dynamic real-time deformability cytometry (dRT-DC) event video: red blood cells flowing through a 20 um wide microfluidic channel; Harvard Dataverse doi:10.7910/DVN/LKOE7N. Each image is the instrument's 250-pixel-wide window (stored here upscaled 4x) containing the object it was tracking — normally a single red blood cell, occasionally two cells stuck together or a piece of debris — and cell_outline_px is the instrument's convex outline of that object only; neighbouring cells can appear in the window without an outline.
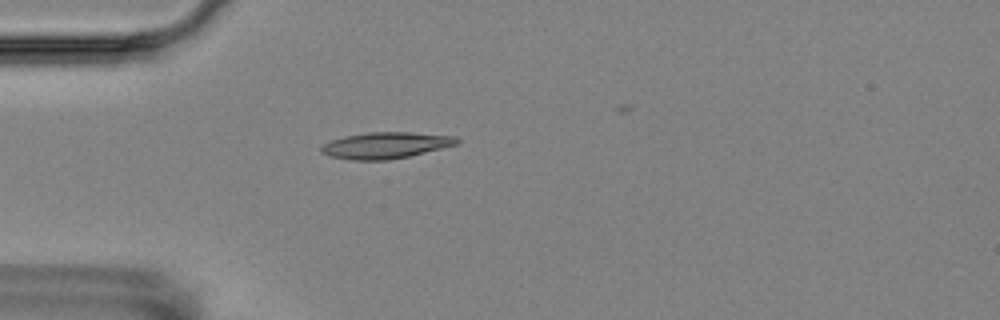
{"species": "Egyptian fruit bat (a non-hibernating species)", "species_latin": "Rousettus aegyptiacus", "temperature_condition": "room temperature", "stored_images_in_passage": 4, "camera_frame_rate_fps": 3000, "um_per_image_px": 0.085, "animal": {"sex": "female"}, "frame": {"image": 1, "passage_image": 4, "time_ms": 4.0, "image_size_px": [1000, 320], "cell_outline_px": [[460, 144], [408, 156], [388, 160], [352, 160], [332, 156], [320, 152], [320, 148], [324, 144], [332, 140], [344, 136], [368, 132], [408, 132], [456, 136], [460, 140]], "centroid_in_image_um": [32.81, 12.35], "position_along_channel_um": 52.2, "area_um2": 20.75}}